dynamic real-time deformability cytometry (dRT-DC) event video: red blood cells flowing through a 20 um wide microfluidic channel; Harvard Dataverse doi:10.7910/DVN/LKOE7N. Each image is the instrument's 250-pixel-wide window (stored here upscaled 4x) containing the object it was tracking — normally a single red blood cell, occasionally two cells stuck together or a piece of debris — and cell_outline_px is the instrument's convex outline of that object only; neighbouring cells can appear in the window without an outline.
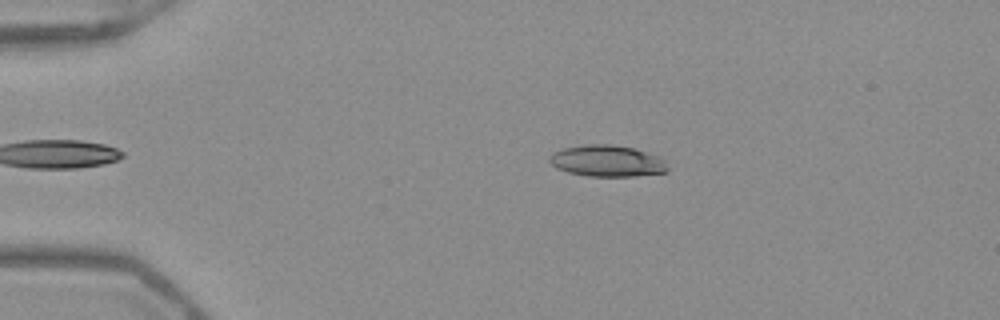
{"species": "Egyptian fruit bat (a non-hibernating species)", "species_latin": "Rousettus aegyptiacus", "temperature_condition": "warm", "stored_images_in_passage": 45, "camera_frame_rate_fps": 3000, "um_per_image_px": 0.085, "frame": {"image": 1, "passage_image": 4, "time_ms": 1.0, "image_size_px": [1000, 320], "cell_outline_px": [[668, 172], [636, 176], [588, 176], [568, 172], [556, 168], [548, 160], [552, 152], [564, 148], [584, 144], [608, 144], [632, 148], [660, 156], [664, 160], [668, 168]], "centroid_in_image_um": [51.61, 13.68], "position_along_channel_um": 33.4, "area_um2": 21.68}}
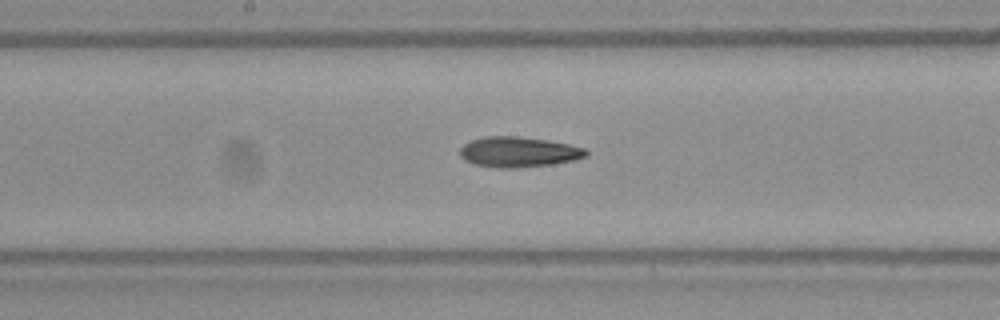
{"frame": {"image": 2, "passage_image": 21, "time_ms": 6.667, "image_size_px": [1000, 320], "cell_outline_px": [[588, 156], [576, 160], [552, 164], [516, 168], [500, 168], [476, 164], [464, 160], [460, 156], [460, 148], [464, 144], [472, 140], [484, 136], [516, 136], [548, 140], [588, 148]], "centroid_in_image_um": [44.12, 12.91], "position_along_channel_um": 204.1, "area_um2": 22.43}}
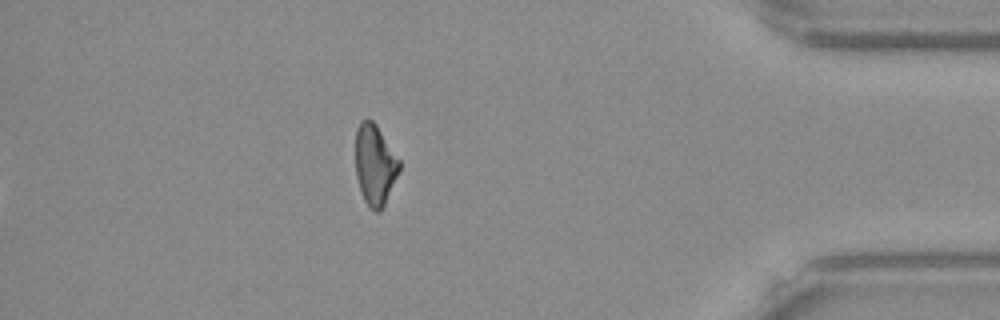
{"frame": {"image": 3, "passage_image": 39, "time_ms": 12.667, "image_size_px": [1000, 320], "cell_outline_px": [[400, 168], [384, 204], [380, 212], [376, 212], [368, 208], [364, 200], [356, 176], [356, 128], [360, 120], [368, 116], [376, 124], [400, 160]], "centroid_in_image_um": [31.85, 13.97], "position_along_channel_um": 403.4, "area_um2": 20.58}, "authors_computed_cell_mechanics": {"area_um2": 21.675, "velocity_mm_per_s": 3.9681, "shape_relaxation_time_tau1_ms": null, "shape_relaxation_time_tau2_ms": 10.4024, "deformation_change_tau1": null, "deformation_change_tau2": 0.2403}}